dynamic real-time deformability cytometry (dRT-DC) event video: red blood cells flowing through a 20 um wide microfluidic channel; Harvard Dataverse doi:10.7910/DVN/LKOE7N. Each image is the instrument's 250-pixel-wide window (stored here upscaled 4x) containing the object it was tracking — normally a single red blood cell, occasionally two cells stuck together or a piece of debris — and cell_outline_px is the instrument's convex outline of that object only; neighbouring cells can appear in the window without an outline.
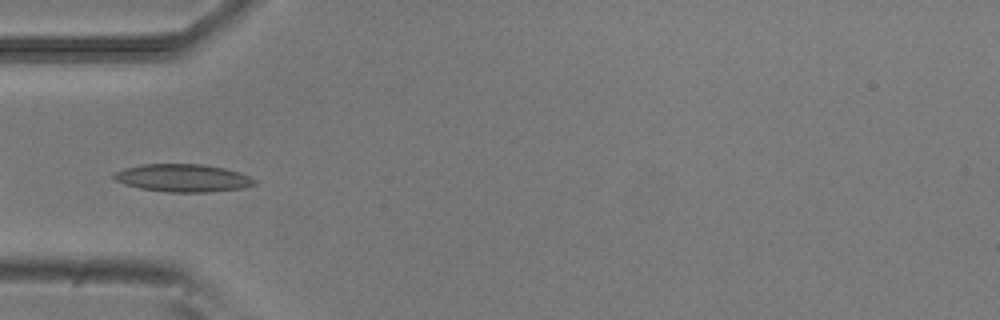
{"species": "common noctule bat (a hibernating species)", "species_latin": "Nyctalus noctula", "temperature_condition": "room temperature", "stored_images_in_passage": 50, "camera_frame_rate_fps": 3000, "um_per_image_px": 0.085, "animal": {"sex": "male", "body_mass_g": 20.5, "forearm_length_mm": 52.5}, "frame": {"image": 1, "passage_image": 14, "time_ms": 4.333, "image_size_px": [1000, 320], "cell_outline_px": [[256, 184], [244, 188], [208, 192], [164, 192], [140, 188], [124, 184], [116, 180], [112, 176], [116, 172], [124, 168], [140, 164], [204, 164], [224, 168], [240, 172], [256, 180]], "centroid_in_image_um": [15.55, 15.13], "position_along_channel_um": 69.4, "area_um2": 22.83}}
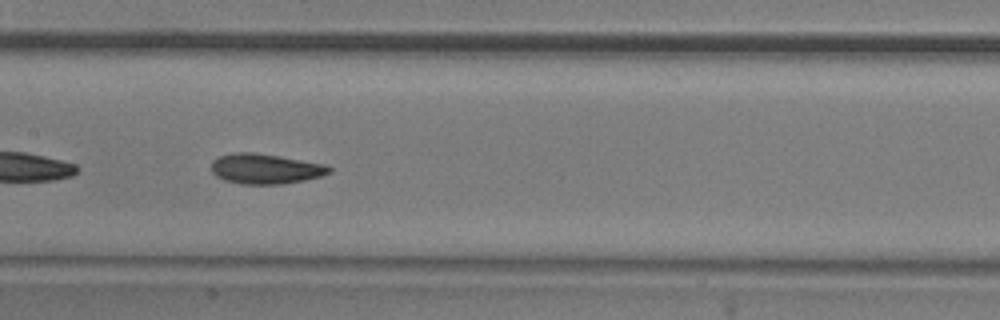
{"frame": {"image": 2, "passage_image": 23, "time_ms": 7.333, "image_size_px": [1000, 320], "cell_outline_px": [[332, 172], [320, 176], [304, 180], [280, 184], [240, 184], [224, 180], [216, 176], [212, 172], [212, 160], [220, 156], [236, 152], [252, 152], [280, 156], [328, 164], [332, 168]], "centroid_in_image_um": [22.58, 14.34], "position_along_channel_um": 184.8, "area_um2": 20.81}}
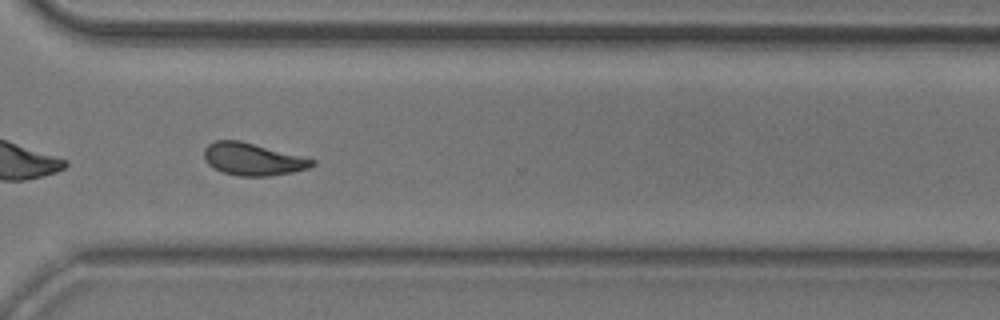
{"frame": {"image": 3, "passage_image": 36, "time_ms": 11.667, "image_size_px": [1000, 320], "cell_outline_px": [[316, 164], [308, 168], [292, 172], [268, 176], [236, 176], [224, 172], [208, 164], [204, 156], [204, 148], [208, 144], [216, 140], [240, 140], [316, 160]], "centroid_in_image_um": [21.48, 13.53], "position_along_channel_um": 349.1, "area_um2": 20.17}, "authors_computed_cell_mechanics": {"area_um2": 20.3456, "velocity_mm_per_s": 3.8068, "shape_relaxation_time_tau1_ms": 5.5735, "shape_relaxation_time_tau2_ms": 2.357, "deformation_change_tau1": 0.1426, "deformation_change_tau2": 0.0845}}